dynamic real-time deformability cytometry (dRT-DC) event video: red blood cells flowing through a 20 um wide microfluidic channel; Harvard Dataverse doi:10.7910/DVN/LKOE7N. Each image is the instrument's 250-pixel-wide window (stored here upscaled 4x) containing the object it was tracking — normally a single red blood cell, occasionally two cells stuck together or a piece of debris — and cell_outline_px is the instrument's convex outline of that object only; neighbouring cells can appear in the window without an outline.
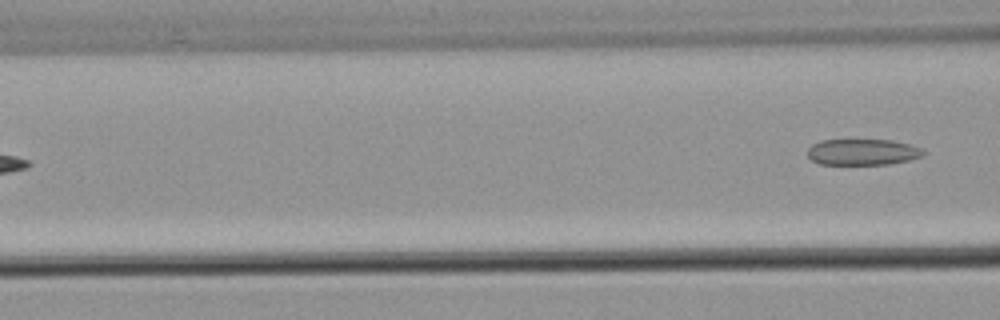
{"species": "common noctule bat (a hibernating species)", "species_latin": "Nyctalus noctula", "temperature_condition": "warm", "stored_images_in_passage": 6, "camera_frame_rate_fps": 3000, "um_per_image_px": 0.085, "animal": {"sex": "male", "body_mass_g": 21.5, "forearm_length_mm": 52.0}, "frame": {"image": 1, "passage_image": 6, "time_ms": 6.333, "image_size_px": [1000, 320], "cell_outline_px": [[928, 152], [920, 156], [908, 160], [888, 164], [820, 164], [812, 160], [808, 156], [808, 148], [812, 144], [820, 140], [892, 140], [908, 144], [920, 148]], "centroid_in_image_um": [73.3, 12.92], "position_along_channel_um": 93.3, "area_um2": 17.51}}